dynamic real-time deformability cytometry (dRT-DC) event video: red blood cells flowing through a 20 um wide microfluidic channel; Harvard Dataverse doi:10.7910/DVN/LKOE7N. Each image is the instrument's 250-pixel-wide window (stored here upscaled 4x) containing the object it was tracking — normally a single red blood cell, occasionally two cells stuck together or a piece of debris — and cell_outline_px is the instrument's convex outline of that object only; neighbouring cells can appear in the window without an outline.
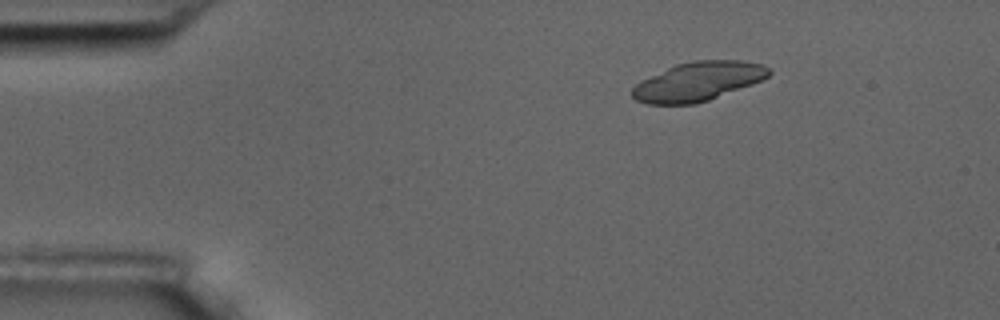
{"species": "common noctule bat (a hibernating species)", "species_latin": "Nyctalus noctula", "temperature_condition": "room temperature", "stored_images_in_passage": 3, "camera_frame_rate_fps": 3000, "um_per_image_px": 0.085, "animal": {"sex": "male", "body_mass_g": 17.5, "forearm_length_mm": 52.3}, "frame": {"image": 1, "passage_image": 1, "time_ms": 0.0, "image_size_px": [1000, 320], "cell_outline_px": [[772, 72], [768, 76], [752, 84], [708, 100], [696, 104], [648, 104], [636, 100], [632, 96], [632, 88], [640, 80], [676, 64], [692, 60], [744, 60], [764, 64]], "centroid_in_image_um": [59.33, 6.91], "position_along_channel_um": 25.7, "area_um2": 31.04}}